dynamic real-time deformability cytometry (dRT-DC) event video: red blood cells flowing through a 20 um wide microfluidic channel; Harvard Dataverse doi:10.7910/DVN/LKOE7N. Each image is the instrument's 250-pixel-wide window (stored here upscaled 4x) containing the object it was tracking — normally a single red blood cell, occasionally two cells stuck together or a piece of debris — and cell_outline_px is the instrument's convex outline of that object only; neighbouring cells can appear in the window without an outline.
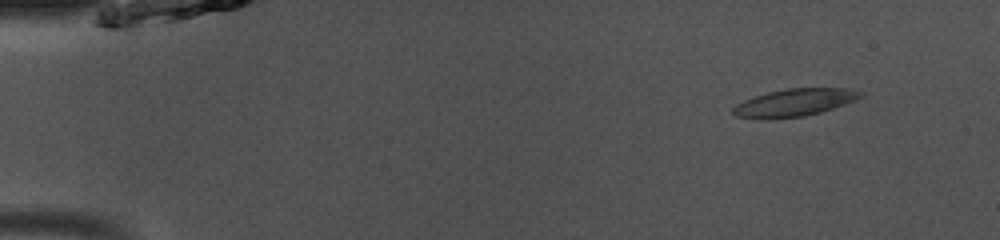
{"species": "common noctule bat (a hibernating species)", "species_latin": "Nyctalus noctula", "temperature_condition": "room temperature", "stored_images_in_passage": 49, "camera_frame_rate_fps": 3000, "um_per_image_px": 0.085, "animal": {"sex": "male", "body_mass_g": 13.0, "forearm_length_mm": 53.1}, "frame": {"image": 1, "passage_image": 5, "time_ms": 1.333, "image_size_px": [1000, 240], "cell_outline_px": [[864, 96], [856, 100], [820, 112], [804, 116], [760, 120], [736, 116], [732, 112], [732, 108], [736, 104], [744, 100], [768, 92], [788, 88], [844, 88], [864, 92]], "centroid_in_image_um": [67.51, 8.73], "position_along_channel_um": 17.5, "area_um2": 20.46}}
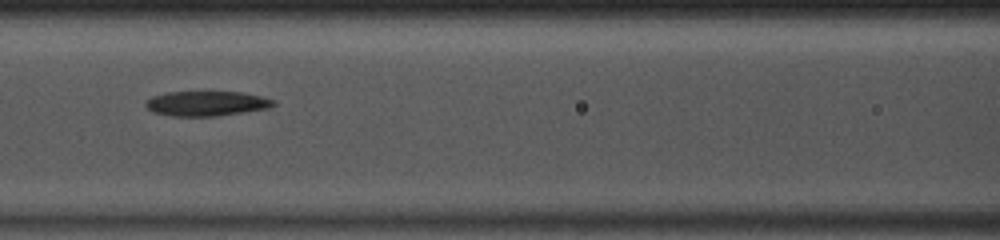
{"frame": {"image": 2, "passage_image": 22, "time_ms": 7.0, "image_size_px": [1000, 240], "cell_outline_px": [[276, 104], [268, 108], [212, 116], [172, 116], [152, 112], [144, 104], [152, 96], [168, 92], [240, 92], [260, 96], [276, 100]], "centroid_in_image_um": [17.53, 8.79], "position_along_channel_um": 149.1, "area_um2": 18.26}}
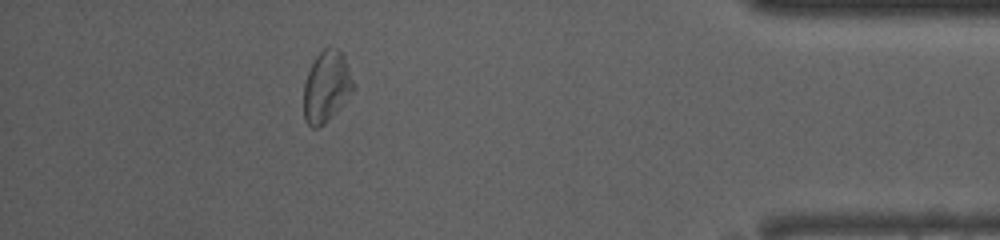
{"frame": {"image": 3, "passage_image": 44, "time_ms": 14.333, "image_size_px": [1000, 240], "cell_outline_px": [[356, 88], [324, 124], [320, 128], [312, 128], [304, 120], [304, 84], [308, 72], [316, 56], [324, 48], [336, 48], [344, 56], [356, 84]], "centroid_in_image_um": [27.76, 7.37], "position_along_channel_um": 407.4, "area_um2": 20.52}}